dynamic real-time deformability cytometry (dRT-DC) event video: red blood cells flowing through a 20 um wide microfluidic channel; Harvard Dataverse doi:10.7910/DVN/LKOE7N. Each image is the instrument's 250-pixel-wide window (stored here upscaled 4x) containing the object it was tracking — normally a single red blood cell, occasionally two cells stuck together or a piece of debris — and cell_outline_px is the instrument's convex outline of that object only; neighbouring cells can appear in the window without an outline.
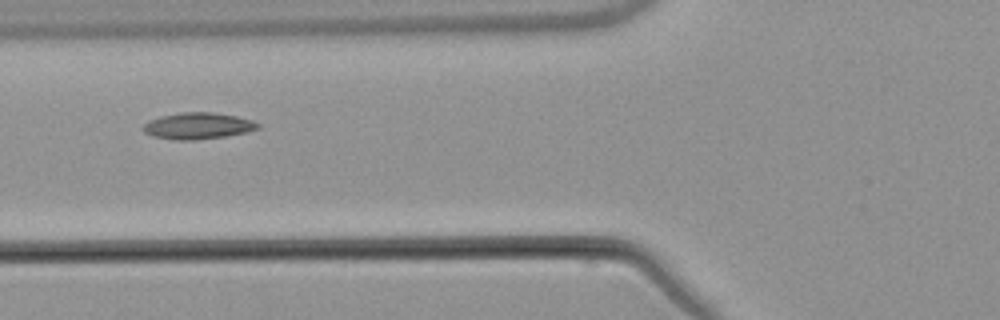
{"species": "common noctule bat (a hibernating species)", "species_latin": "Nyctalus noctula", "temperature_condition": "warm", "stored_images_in_passage": 5, "camera_frame_rate_fps": 3000, "um_per_image_px": 0.085, "animal": {"sex": "male", "body_mass_g": 21.5, "forearm_length_mm": 52.0}, "frame": {"image": 1, "passage_image": 5, "time_ms": 5.333, "image_size_px": [1000, 320], "cell_outline_px": [[260, 128], [244, 132], [224, 136], [196, 140], [172, 140], [152, 136], [144, 132], [140, 128], [148, 120], [160, 116], [180, 112], [212, 112], [236, 116], [252, 120], [260, 124]], "centroid_in_image_um": [16.76, 10.7], "position_along_channel_um": 109.0, "area_um2": 17.8}}